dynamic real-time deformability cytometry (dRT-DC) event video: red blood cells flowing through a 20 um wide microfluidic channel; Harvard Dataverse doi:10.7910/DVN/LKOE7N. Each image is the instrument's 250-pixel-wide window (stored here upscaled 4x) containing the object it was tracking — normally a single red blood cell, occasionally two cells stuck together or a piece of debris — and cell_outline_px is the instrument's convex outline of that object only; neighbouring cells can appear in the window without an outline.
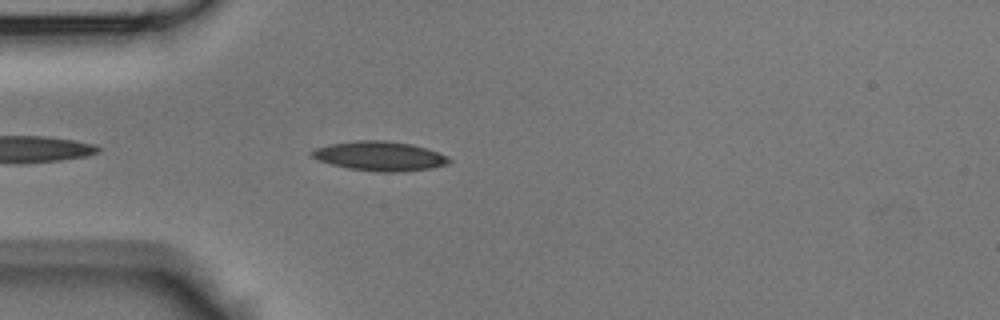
{"species": "Egyptian fruit bat (a non-hibernating species)", "species_latin": "Rousettus aegyptiacus", "temperature_condition": "room temperature", "stored_images_in_passage": 23, "camera_frame_rate_fps": 3000, "um_per_image_px": 0.085, "animal": {"sex": "male"}, "frame": {"image": 1, "passage_image": 3, "time_ms": 0.667, "image_size_px": [1000, 320], "cell_outline_px": [[452, 160], [448, 164], [432, 168], [396, 172], [376, 172], [348, 168], [332, 164], [320, 160], [312, 156], [308, 152], [316, 148], [332, 144], [356, 140], [384, 140], [412, 144], [428, 148], [448, 156]], "centroid_in_image_um": [32.32, 13.26], "position_along_channel_um": 52.7, "area_um2": 23.52}}
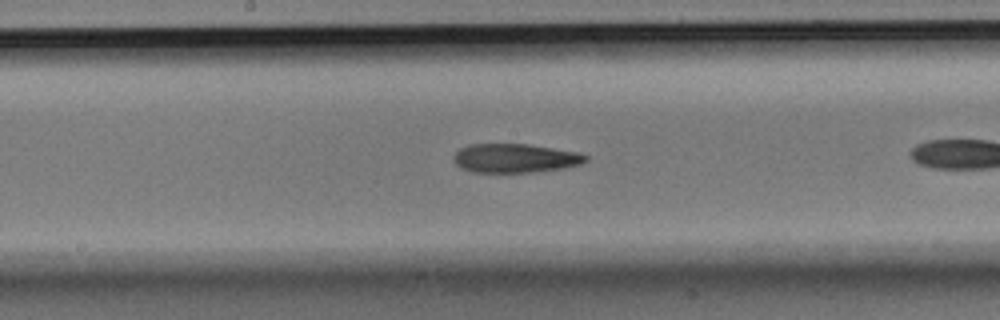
{"frame": {"image": 2, "passage_image": 11, "time_ms": 3.333, "image_size_px": [1000, 320], "cell_outline_px": [[588, 160], [580, 164], [564, 168], [532, 172], [472, 172], [460, 168], [452, 160], [452, 156], [460, 148], [468, 144], [528, 144], [576, 152], [588, 156]], "centroid_in_image_um": [43.73, 13.45], "position_along_channel_um": 204.5, "area_um2": 22.31}}
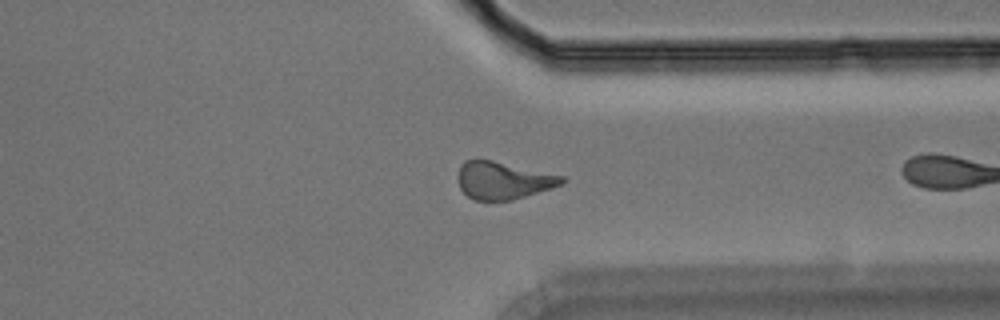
{"frame": {"image": 3, "passage_image": 22, "time_ms": 7.0, "image_size_px": [1000, 320], "cell_outline_px": [[564, 184], [552, 188], [512, 200], [472, 200], [460, 188], [456, 176], [460, 164], [464, 160], [492, 160], [564, 176]], "centroid_in_image_um": [42.74, 15.33], "position_along_channel_um": 368.7, "area_um2": 22.72}}